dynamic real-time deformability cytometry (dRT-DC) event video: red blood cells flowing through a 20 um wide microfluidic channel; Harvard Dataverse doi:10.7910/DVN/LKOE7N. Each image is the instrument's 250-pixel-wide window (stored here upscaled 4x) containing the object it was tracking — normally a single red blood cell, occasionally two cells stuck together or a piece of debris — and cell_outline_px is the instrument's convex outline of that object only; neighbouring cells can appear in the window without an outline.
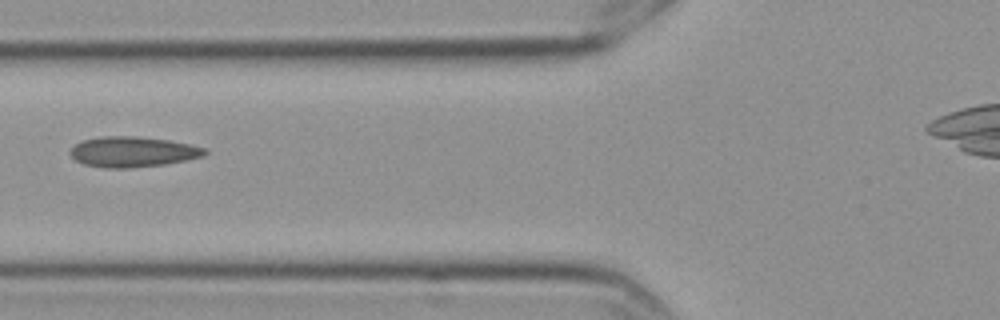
{"species": "Egyptian fruit bat (a non-hibernating species)", "species_latin": "Rousettus aegyptiacus", "temperature_condition": "cold", "stored_images_in_passage": 2, "camera_frame_rate_fps": 3000, "um_per_image_px": 0.085, "frame": {"image": 1, "passage_image": 2, "time_ms": 0.333, "image_size_px": [1000, 320], "cell_outline_px": [[208, 152], [204, 156], [164, 164], [128, 168], [104, 168], [84, 164], [76, 160], [68, 152], [80, 140], [100, 136], [136, 136], [168, 140], [208, 148]], "centroid_in_image_um": [11.27, 12.9], "position_along_channel_um": 114.5, "area_um2": 23.87}}